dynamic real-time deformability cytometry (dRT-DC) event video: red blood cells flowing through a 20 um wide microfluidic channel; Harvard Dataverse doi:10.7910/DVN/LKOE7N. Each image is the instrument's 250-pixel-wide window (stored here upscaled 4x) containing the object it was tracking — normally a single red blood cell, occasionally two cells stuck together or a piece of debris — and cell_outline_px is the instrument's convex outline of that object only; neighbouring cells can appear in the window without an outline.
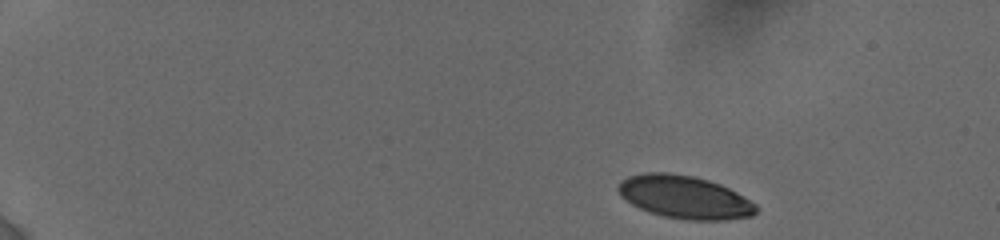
{"species": "human", "species_latin": "Homo sapiens", "temperature_condition": "cold", "stored_images_in_passage": 9, "camera_frame_rate_fps": 3000, "um_per_image_px": 0.085, "donor": {"sex": "female"}, "frame": {"image": 1, "passage_image": 1, "time_ms": 0.0, "image_size_px": [1000, 240], "cell_outline_px": [[756, 212], [752, 216], [724, 220], [688, 220], [664, 216], [640, 208], [632, 204], [620, 196], [616, 188], [620, 180], [628, 176], [648, 172], [668, 172], [692, 176], [708, 180], [720, 184], [736, 192], [756, 204]], "centroid_in_image_um": [58.16, 16.75], "position_along_channel_um": 26.8, "area_um2": 34.39}}
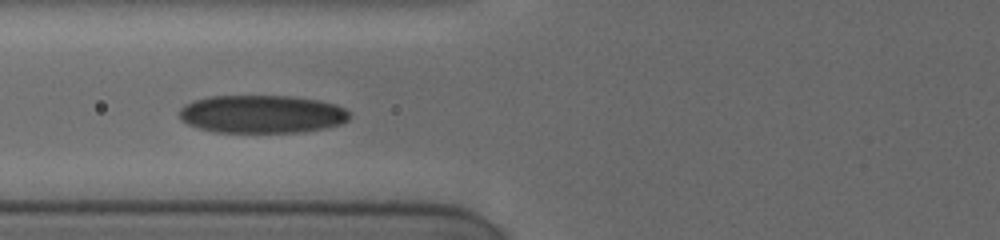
{"frame": {"image": 2, "passage_image": 7, "time_ms": 5.333, "image_size_px": [1000, 240], "cell_outline_px": [[348, 120], [340, 124], [324, 128], [304, 132], [216, 132], [200, 128], [188, 124], [180, 120], [180, 108], [184, 104], [208, 96], [292, 96], [320, 100], [336, 104], [344, 108], [348, 112]], "centroid_in_image_um": [22.26, 9.69], "position_along_channel_um": 103.5, "area_um2": 37.74}}
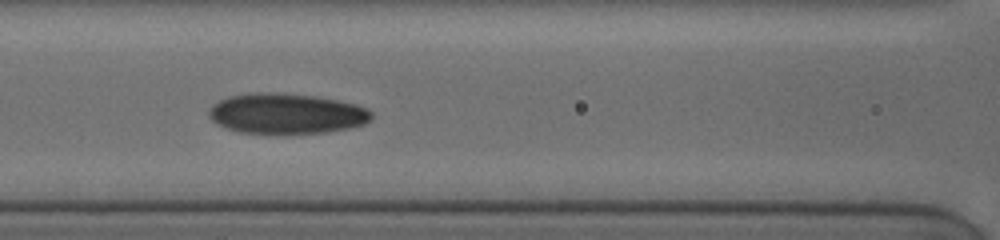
{"frame": {"image": 3, "passage_image": 8, "time_ms": 6.333, "image_size_px": [1000, 240], "cell_outline_px": [[372, 120], [364, 124], [348, 128], [328, 132], [240, 132], [216, 124], [208, 116], [208, 112], [212, 104], [228, 96], [248, 92], [280, 92], [316, 96], [340, 100], [356, 104], [368, 108], [372, 112]], "centroid_in_image_um": [24.36, 9.62], "position_along_channel_um": 142.2, "area_um2": 38.32}}